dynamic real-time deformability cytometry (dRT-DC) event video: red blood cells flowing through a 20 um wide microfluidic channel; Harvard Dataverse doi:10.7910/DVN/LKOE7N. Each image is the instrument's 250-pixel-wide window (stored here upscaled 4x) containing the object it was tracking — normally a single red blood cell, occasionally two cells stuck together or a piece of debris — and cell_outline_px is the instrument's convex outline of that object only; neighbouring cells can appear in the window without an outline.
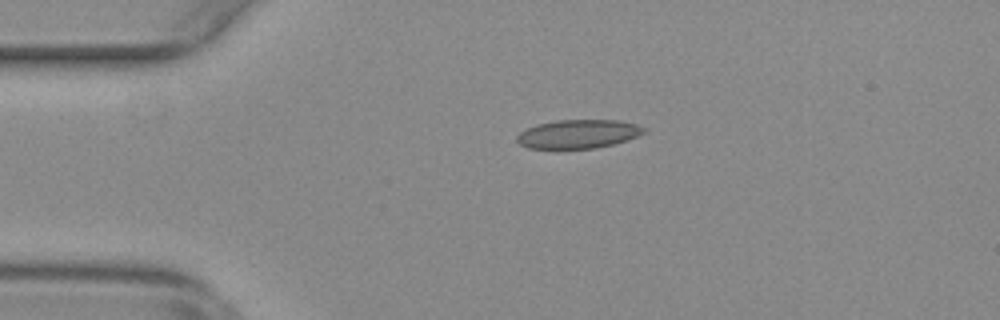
{"species": "common noctule bat (a hibernating species)", "species_latin": "Nyctalus noctula", "temperature_condition": "warm", "stored_images_in_passage": 43, "camera_frame_rate_fps": 3000, "um_per_image_px": 0.085, "animal": {"sex": "female", "body_mass_g": 29.2, "forearm_length_mm": 56.3}, "frame": {"image": 1, "passage_image": 1, "time_ms": 0.0, "image_size_px": [1000, 320], "cell_outline_px": [[644, 132], [636, 136], [612, 144], [596, 148], [528, 148], [520, 144], [516, 140], [516, 136], [520, 132], [536, 124], [556, 120], [616, 120], [636, 124], [644, 128]], "centroid_in_image_um": [49.09, 11.38], "position_along_channel_um": 35.9, "area_um2": 20.92}}
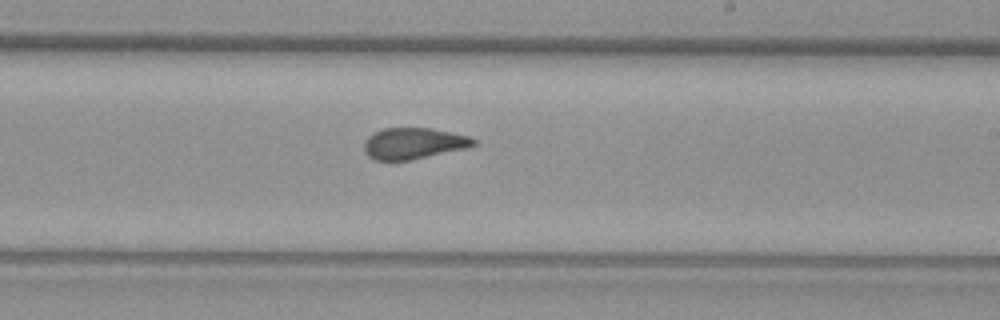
{"frame": {"image": 2, "passage_image": 21, "time_ms": 6.667, "image_size_px": [1000, 320], "cell_outline_px": [[476, 144], [468, 148], [412, 160], [372, 160], [364, 152], [364, 140], [368, 136], [384, 128], [432, 128], [468, 136], [476, 140]], "centroid_in_image_um": [35.14, 12.2], "position_along_channel_um": 253.9, "area_um2": 20.06}}
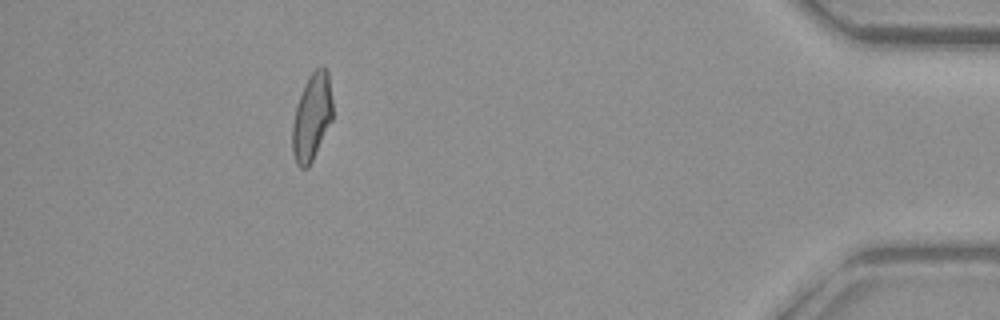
{"frame": {"image": 3, "passage_image": 38, "time_ms": 12.333, "image_size_px": [1000, 320], "cell_outline_px": [[332, 120], [308, 168], [300, 168], [296, 164], [292, 152], [292, 124], [296, 108], [300, 96], [308, 76], [316, 68], [324, 68], [328, 72], [332, 100]], "centroid_in_image_um": [26.5, 9.97], "position_along_channel_um": 408.7, "area_um2": 20.17}, "authors_computed_cell_mechanics": {"area_um2": 20.6924, "velocity_mm_per_s": 3.7962, "shape_relaxation_time_tau1_ms": null, "shape_relaxation_time_tau2_ms": 1.1083, "deformation_change_tau1": null, "deformation_change_tau2": 0.0634}}